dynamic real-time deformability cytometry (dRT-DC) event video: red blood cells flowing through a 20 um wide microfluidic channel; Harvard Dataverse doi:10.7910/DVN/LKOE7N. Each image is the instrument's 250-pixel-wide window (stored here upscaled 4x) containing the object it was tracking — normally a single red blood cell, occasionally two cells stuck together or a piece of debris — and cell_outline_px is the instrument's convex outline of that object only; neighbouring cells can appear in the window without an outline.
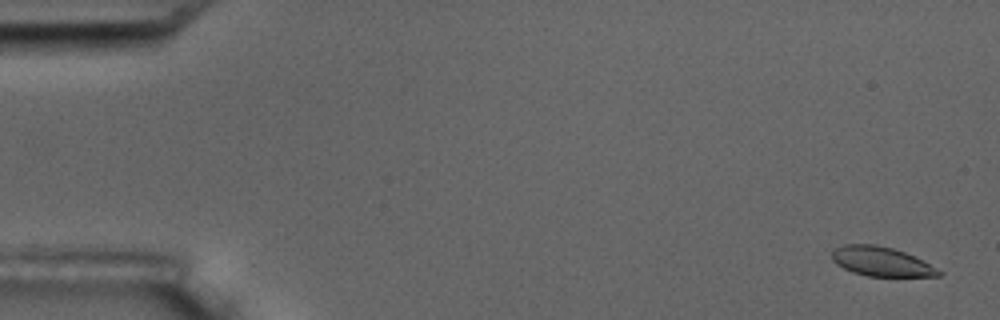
{"species": "common noctule bat (a hibernating species)", "species_latin": "Nyctalus noctula", "temperature_condition": "room temperature", "stored_images_in_passage": 6, "camera_frame_rate_fps": 3000, "um_per_image_px": 0.085, "animal": {"sex": "male", "body_mass_g": 17.5, "forearm_length_mm": 52.3}, "frame": {"image": 1, "passage_image": 1, "time_ms": 0.0, "image_size_px": [1000, 320], "cell_outline_px": [[944, 272], [940, 276], [868, 276], [852, 272], [836, 264], [832, 260], [832, 252], [836, 248], [844, 244], [876, 244], [892, 248], [904, 252]], "centroid_in_image_um": [74.87, 22.23], "position_along_channel_um": 10.1, "area_um2": 18.03}}
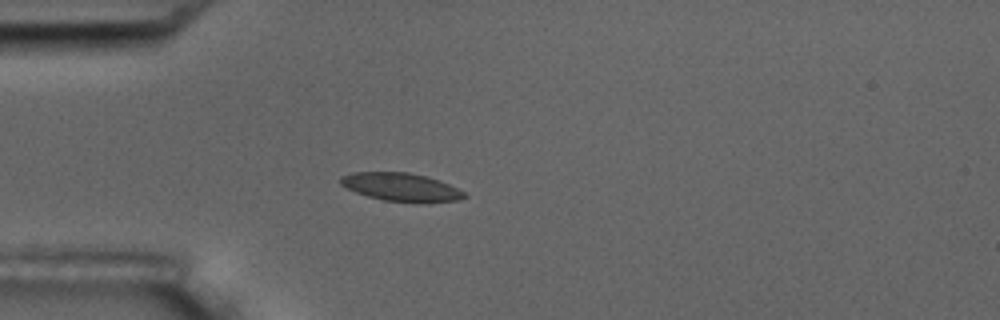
{"frame": {"image": 2, "passage_image": 5, "time_ms": 4.667, "image_size_px": [1000, 320], "cell_outline_px": [[468, 196], [460, 200], [384, 200], [368, 196], [356, 192], [340, 184], [340, 180], [344, 176], [352, 172], [408, 172], [428, 176], [440, 180], [464, 192]], "centroid_in_image_um": [34.07, 15.85], "position_along_channel_um": 50.9, "area_um2": 19.48}}